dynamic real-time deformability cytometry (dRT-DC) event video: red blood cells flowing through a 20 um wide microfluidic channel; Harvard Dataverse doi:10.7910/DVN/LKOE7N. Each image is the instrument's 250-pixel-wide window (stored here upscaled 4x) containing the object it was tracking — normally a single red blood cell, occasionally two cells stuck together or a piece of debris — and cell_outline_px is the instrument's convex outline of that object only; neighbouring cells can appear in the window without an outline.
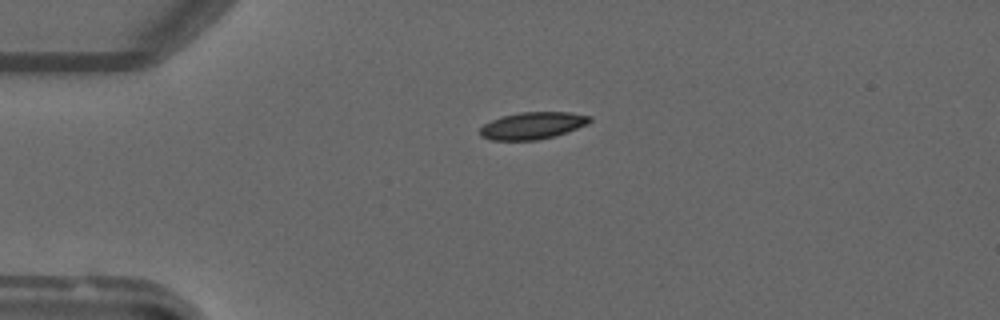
{"species": "common noctule bat (a hibernating species)", "species_latin": "Nyctalus noctula", "temperature_condition": "warm", "stored_images_in_passage": 50, "camera_frame_rate_fps": 3000, "um_per_image_px": 0.085, "animal": {"sex": "male", "forearm_length_mm": 52.5}, "frame": {"image": 1, "passage_image": 13, "time_ms": 4.0, "image_size_px": [1000, 320], "cell_outline_px": [[592, 120], [588, 124], [556, 136], [536, 140], [492, 140], [480, 136], [480, 128], [484, 124], [500, 116], [520, 112], [572, 112], [592, 116]], "centroid_in_image_um": [45.29, 10.67], "position_along_channel_um": 39.7, "area_um2": 17.46}}
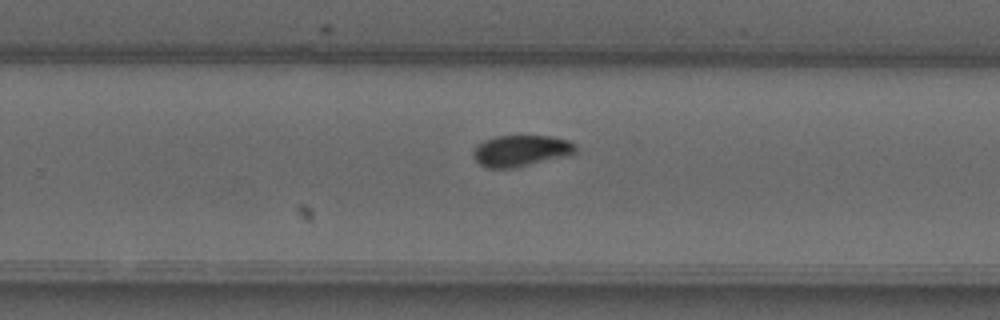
{"frame": {"image": 2, "passage_image": 33, "time_ms": 10.667, "image_size_px": [1000, 320], "cell_outline_px": [[576, 152], [568, 156], [512, 168], [488, 168], [480, 164], [476, 160], [472, 152], [484, 140], [496, 136], [552, 136], [568, 140], [576, 148]], "centroid_in_image_um": [44.29, 12.81], "position_along_channel_um": 285.5, "area_um2": 18.44}}
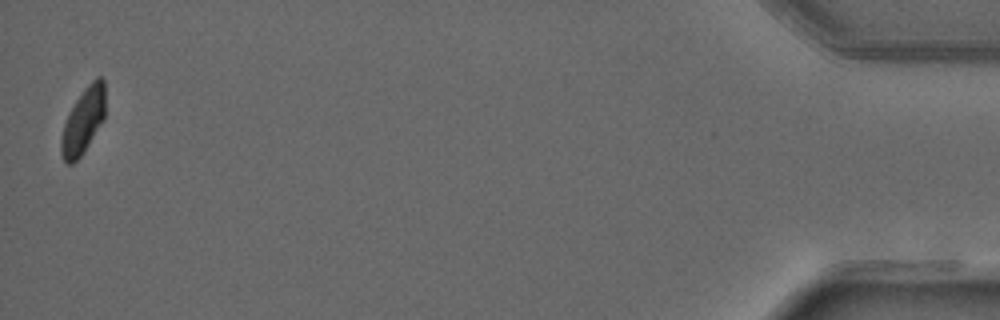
{"frame": {"image": 3, "passage_image": 50, "time_ms": 16.333, "image_size_px": [1000, 320], "cell_outline_px": [[104, 120], [84, 152], [72, 164], [68, 164], [64, 160], [60, 152], [60, 140], [64, 124], [68, 112], [84, 88], [96, 76], [100, 76], [104, 80]], "centroid_in_image_um": [7.06, 10.28], "position_along_channel_um": 428.1, "area_um2": 16.94}}